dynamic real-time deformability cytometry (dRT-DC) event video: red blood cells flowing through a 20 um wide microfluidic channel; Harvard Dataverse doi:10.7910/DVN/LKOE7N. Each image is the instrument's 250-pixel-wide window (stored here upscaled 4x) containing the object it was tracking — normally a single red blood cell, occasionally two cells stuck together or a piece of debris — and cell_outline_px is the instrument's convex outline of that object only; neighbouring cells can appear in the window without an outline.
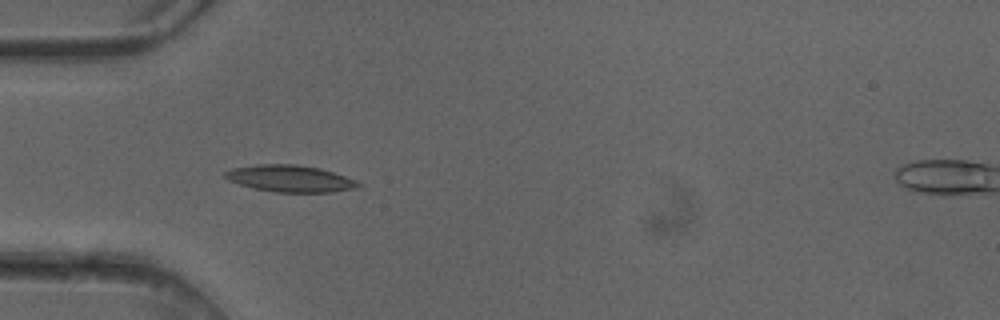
{"species": "common noctule bat (a hibernating species)", "species_latin": "Nyctalus noctula", "temperature_condition": "cold", "stored_images_in_passage": 3, "camera_frame_rate_fps": 3000, "um_per_image_px": 0.085, "animal": {"sex": "female"}, "frame": {"image": 1, "passage_image": 2, "time_ms": 0.333, "image_size_px": [1000, 320], "cell_outline_px": [[364, 184], [360, 188], [332, 192], [276, 192], [252, 188], [228, 180], [224, 176], [224, 172], [232, 168], [256, 164], [296, 164], [320, 168], [356, 180]], "centroid_in_image_um": [24.69, 15.18], "position_along_channel_um": 60.3, "area_um2": 20.92}}
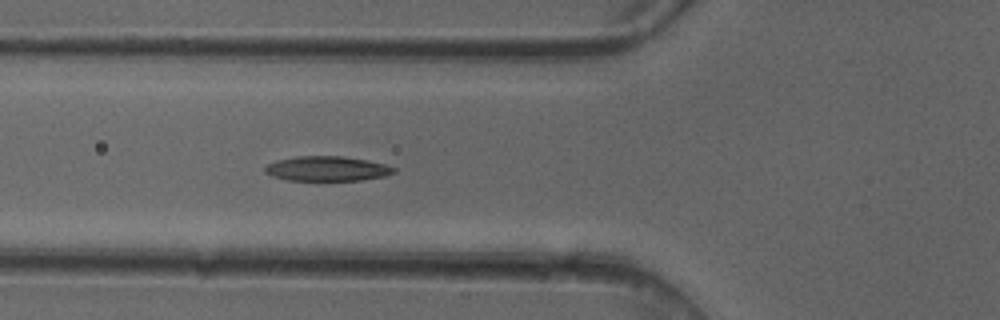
{"frame": {"image": 2, "passage_image": 3, "time_ms": 0.667, "image_size_px": [1000, 320], "cell_outline_px": [[396, 172], [384, 176], [360, 180], [288, 180], [272, 176], [264, 172], [264, 168], [268, 164], [276, 160], [296, 156], [344, 156], [384, 164], [396, 168]], "centroid_in_image_um": [27.77, 14.33], "position_along_channel_um": 98.0, "area_um2": 18.5}}